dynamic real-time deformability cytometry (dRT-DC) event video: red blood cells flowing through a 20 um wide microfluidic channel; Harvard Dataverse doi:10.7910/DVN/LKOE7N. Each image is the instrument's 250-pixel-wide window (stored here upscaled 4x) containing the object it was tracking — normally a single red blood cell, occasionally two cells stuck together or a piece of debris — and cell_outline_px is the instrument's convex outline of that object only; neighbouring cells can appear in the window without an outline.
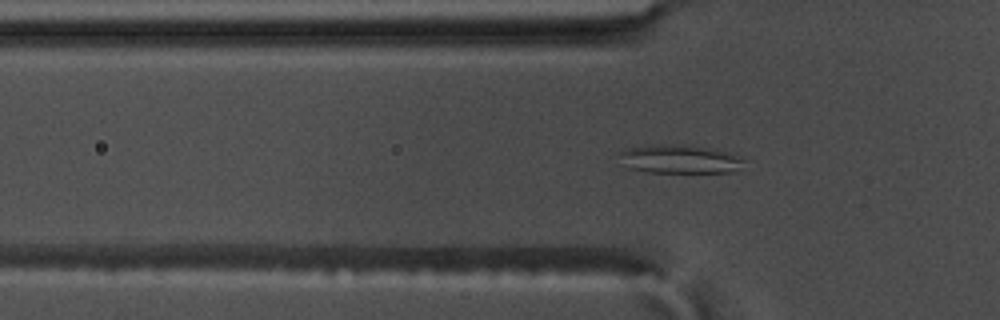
{"species": "common noctule bat (a hibernating species)", "species_latin": "Nyctalus noctula", "temperature_condition": "warm", "stored_images_in_passage": 59, "camera_frame_rate_fps": 3000, "um_per_image_px": 0.085, "animal": {"sex": "male", "body_mass_g": 17.5, "forearm_length_mm": 52.3}, "frame": {"image": 1, "passage_image": 20, "time_ms": 6.333, "image_size_px": [1000, 320], "cell_outline_px": [[748, 160], [732, 172], [648, 172], [632, 168], [620, 152], [628, 148], [652, 144], [688, 144], [712, 148], [728, 152]], "centroid_in_image_um": [57.9, 13.5], "position_along_channel_um": 67.9, "area_um2": 20.46}}
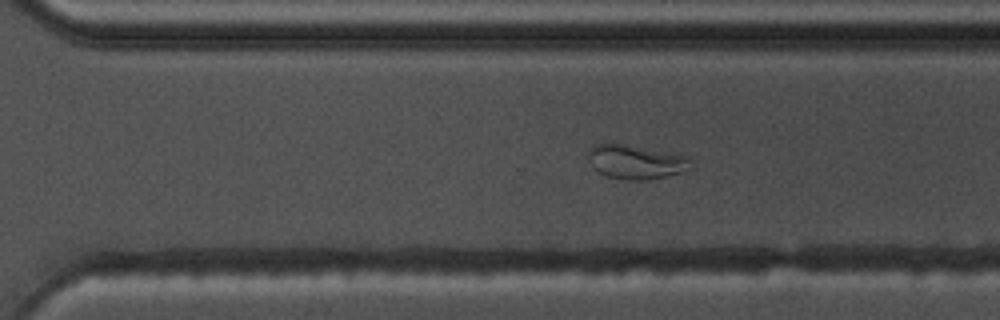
{"frame": {"image": 2, "passage_image": 41, "time_ms": 13.333, "image_size_px": [1000, 320], "cell_outline_px": [[696, 168], [648, 180], [624, 180], [608, 176], [596, 172], [592, 168], [588, 160], [588, 152], [596, 144], [620, 144], [688, 156]], "centroid_in_image_um": [54.06, 13.79], "position_along_channel_um": 316.5, "area_um2": 20.29}}
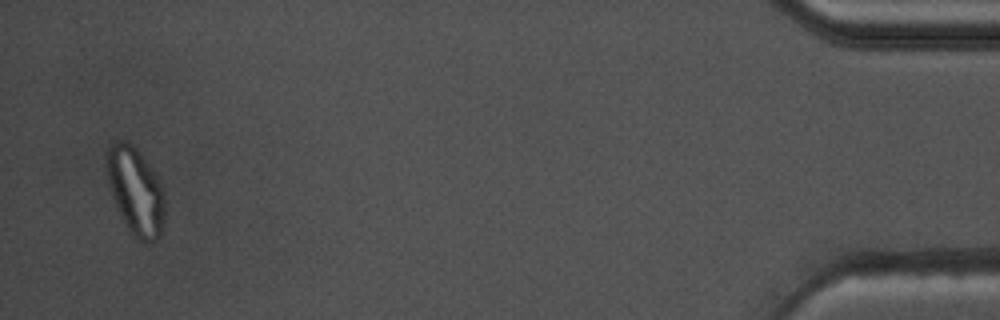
{"frame": {"image": 3, "passage_image": 57, "time_ms": 18.667, "image_size_px": [1000, 320], "cell_outline_px": [[164, 220], [160, 236], [156, 240], [144, 244], [136, 240], [120, 216], [116, 208], [112, 196], [104, 164], [104, 152], [108, 144], [116, 140], [124, 140], [132, 144], [140, 152], [164, 188]], "centroid_in_image_um": [11.48, 16.22], "position_along_channel_um": 423.7, "area_um2": 30.35}}